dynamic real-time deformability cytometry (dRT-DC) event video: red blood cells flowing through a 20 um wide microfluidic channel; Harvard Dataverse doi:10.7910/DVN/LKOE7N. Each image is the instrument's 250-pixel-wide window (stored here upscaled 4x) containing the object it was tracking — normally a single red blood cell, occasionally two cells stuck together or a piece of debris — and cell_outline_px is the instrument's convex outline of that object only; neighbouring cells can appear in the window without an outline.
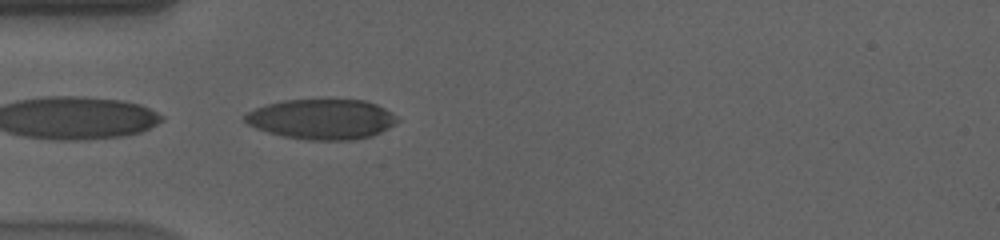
{"species": "human", "species_latin": "Homo sapiens", "temperature_condition": "cold", "stored_images_in_passage": 41, "camera_frame_rate_fps": 3000, "um_per_image_px": 0.085, "donor": {"sex": "male"}, "frame": {"image": 1, "passage_image": 1, "time_ms": 0.0, "image_size_px": [1000, 240], "cell_outline_px": [[400, 120], [396, 124], [372, 136], [352, 140], [308, 140], [284, 136], [268, 132], [256, 128], [248, 124], [244, 120], [244, 116], [248, 112], [256, 108], [268, 104], [284, 100], [364, 100], [376, 104], [392, 112]], "centroid_in_image_um": [27.38, 10.13], "position_along_channel_um": 57.6, "area_um2": 35.55}}
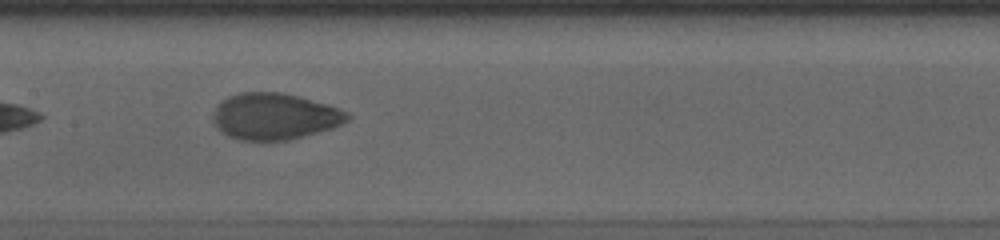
{"frame": {"image": 2, "passage_image": 12, "time_ms": 3.667, "image_size_px": [1000, 240], "cell_outline_px": [[352, 116], [348, 120], [332, 128], [288, 140], [236, 140], [228, 136], [216, 128], [212, 120], [212, 116], [216, 108], [228, 96], [240, 92], [280, 92], [296, 96], [324, 104], [348, 112]], "centroid_in_image_um": [23.3, 9.9], "position_along_channel_um": 184.1, "area_um2": 36.01}}
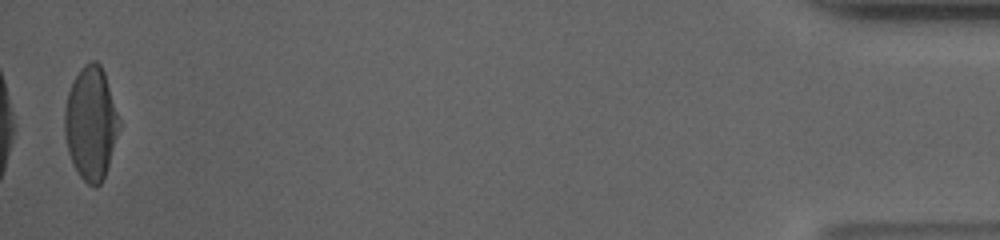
{"frame": {"image": 3, "passage_image": 40, "time_ms": 13.0, "image_size_px": [1000, 240], "cell_outline_px": [[120, 128], [104, 176], [100, 184], [88, 184], [80, 176], [68, 152], [64, 132], [64, 112], [68, 92], [72, 80], [80, 68], [84, 64], [92, 60], [96, 60], [100, 64], [104, 72], [120, 120]], "centroid_in_image_um": [7.71, 10.42], "position_along_channel_um": 427.5, "area_um2": 35.66}, "authors_computed_cell_mechanics": {"area_um2": 36.414, "velocity_mm_per_s": 3.5802, "shape_relaxation_time_tau1_ms": 5.1527, "shape_relaxation_time_tau2_ms": 0.8576, "deformation_change_tau1": 0.1986, "deformation_change_tau2": 0.041}}